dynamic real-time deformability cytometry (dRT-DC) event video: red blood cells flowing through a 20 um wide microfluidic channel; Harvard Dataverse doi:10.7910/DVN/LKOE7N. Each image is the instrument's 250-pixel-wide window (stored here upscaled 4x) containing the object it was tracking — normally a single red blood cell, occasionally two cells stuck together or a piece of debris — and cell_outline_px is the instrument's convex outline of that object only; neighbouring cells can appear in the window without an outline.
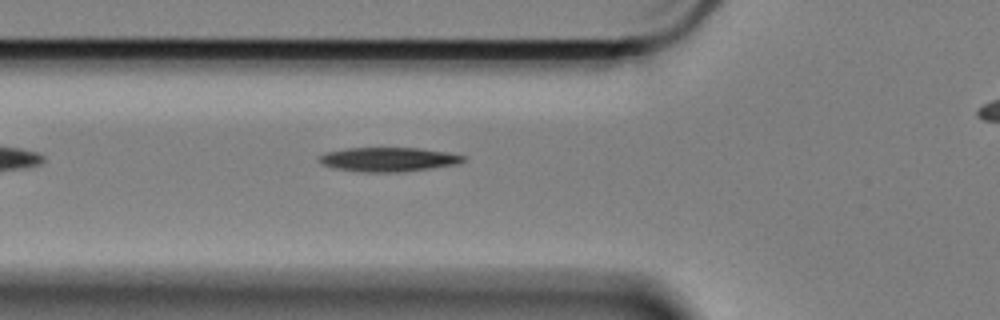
{"species": "Egyptian fruit bat (a non-hibernating species)", "species_latin": "Rousettus aegyptiacus", "temperature_condition": "cold", "stored_images_in_passage": 37, "camera_frame_rate_fps": 3000, "um_per_image_px": 0.085, "animal": {"sex": "female"}, "frame": {"image": 1, "passage_image": 5, "time_ms": 1.333, "image_size_px": [1000, 320], "cell_outline_px": [[464, 160], [456, 164], [428, 168], [396, 172], [364, 172], [336, 168], [320, 164], [320, 156], [328, 152], [348, 148], [416, 148], [444, 152], [464, 156]], "centroid_in_image_um": [32.97, 13.55], "position_along_channel_um": 92.8, "area_um2": 19.71}}
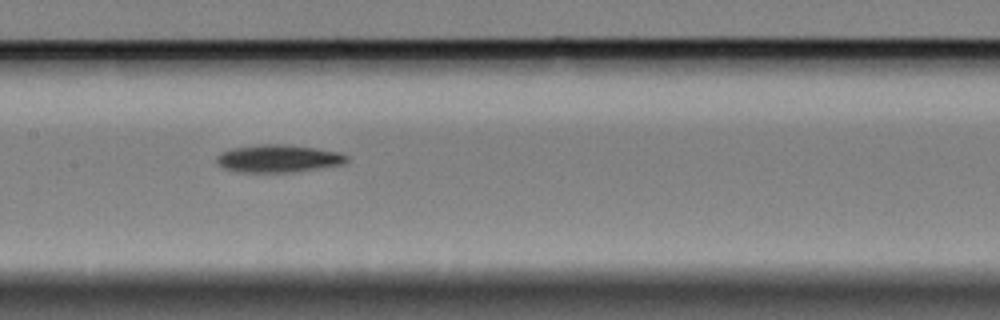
{"frame": {"image": 2, "passage_image": 13, "time_ms": 4.0, "image_size_px": [1000, 320], "cell_outline_px": [[348, 160], [340, 164], [284, 172], [240, 172], [224, 168], [216, 164], [216, 156], [220, 152], [232, 148], [260, 144], [280, 144], [312, 148], [340, 152], [348, 156]], "centroid_in_image_um": [23.55, 13.46], "position_along_channel_um": 183.9, "area_um2": 20.46}}
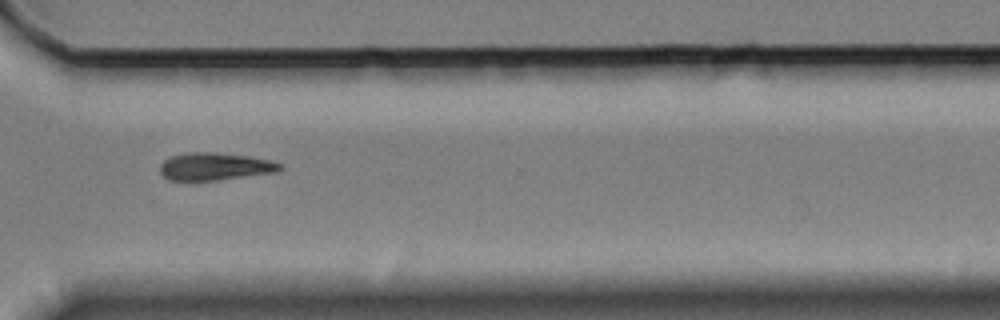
{"frame": {"image": 3, "passage_image": 28, "time_ms": 9.0, "image_size_px": [1000, 320], "cell_outline_px": [[284, 168], [276, 172], [216, 180], [168, 180], [160, 172], [160, 164], [164, 160], [172, 156], [188, 152], [208, 152], [248, 156], [268, 160], [280, 164]], "centroid_in_image_um": [18.24, 14.15], "position_along_channel_um": 352.4, "area_um2": 18.96}}